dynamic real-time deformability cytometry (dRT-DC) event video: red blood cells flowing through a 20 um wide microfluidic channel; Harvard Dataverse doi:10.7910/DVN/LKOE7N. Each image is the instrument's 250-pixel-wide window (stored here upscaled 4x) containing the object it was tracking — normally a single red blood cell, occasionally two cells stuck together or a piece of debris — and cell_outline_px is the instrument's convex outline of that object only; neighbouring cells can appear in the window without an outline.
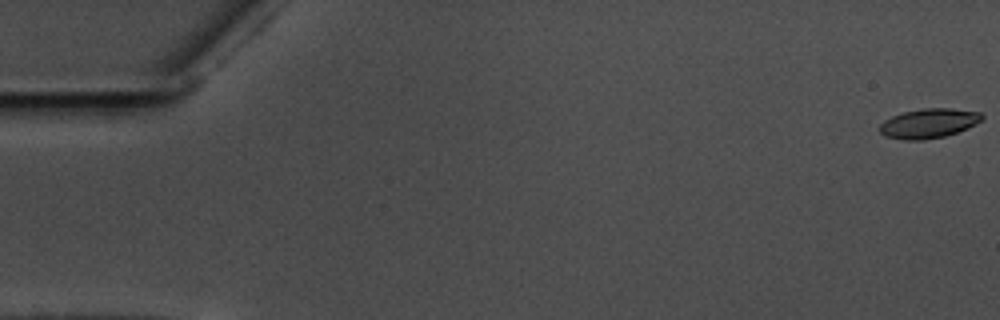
{"species": "common noctule bat (a hibernating species)", "species_latin": "Nyctalus noctula", "temperature_condition": "warm", "stored_images_in_passage": 10, "camera_frame_rate_fps": 3000, "um_per_image_px": 0.085, "animal": {"sex": "male", "body_mass_g": 17.5, "forearm_length_mm": 52.3}, "frame": {"image": 1, "passage_image": 1, "time_ms": 0.0, "image_size_px": [1000, 320], "cell_outline_px": [[984, 120], [968, 128], [944, 136], [924, 140], [904, 140], [884, 136], [880, 132], [880, 124], [884, 120], [892, 116], [904, 112], [924, 108], [948, 108], [980, 112], [984, 116]], "centroid_in_image_um": [78.95, 10.48], "position_along_channel_um": 6.0, "area_um2": 17.63}}